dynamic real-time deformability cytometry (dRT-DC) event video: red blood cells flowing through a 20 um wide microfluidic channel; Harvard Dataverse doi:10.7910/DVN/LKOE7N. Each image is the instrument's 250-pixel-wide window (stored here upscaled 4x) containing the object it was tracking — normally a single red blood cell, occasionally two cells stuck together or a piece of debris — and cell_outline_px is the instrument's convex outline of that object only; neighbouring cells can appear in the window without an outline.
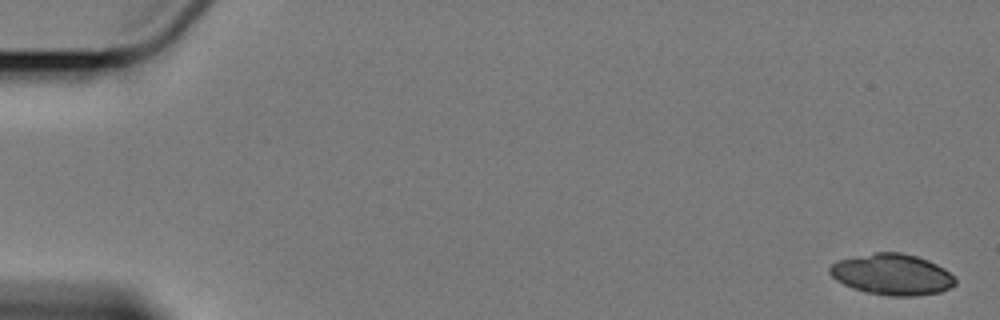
{"species": "Egyptian fruit bat (a non-hibernating species)", "species_latin": "Rousettus aegyptiacus", "temperature_condition": "cold", "stored_images_in_passage": 5, "camera_frame_rate_fps": 3000, "um_per_image_px": 0.085, "animal": {"sex": "female"}, "frame": {"image": 1, "passage_image": 1, "time_ms": 0.0, "image_size_px": [1000, 320], "cell_outline_px": [[956, 284], [940, 292], [916, 296], [888, 296], [868, 292], [852, 288], [836, 280], [828, 272], [828, 268], [832, 264], [840, 260], [876, 252], [900, 252], [916, 256], [928, 260], [944, 268], [956, 280]], "centroid_in_image_um": [75.83, 23.33], "position_along_channel_um": 9.2, "area_um2": 29.82}}
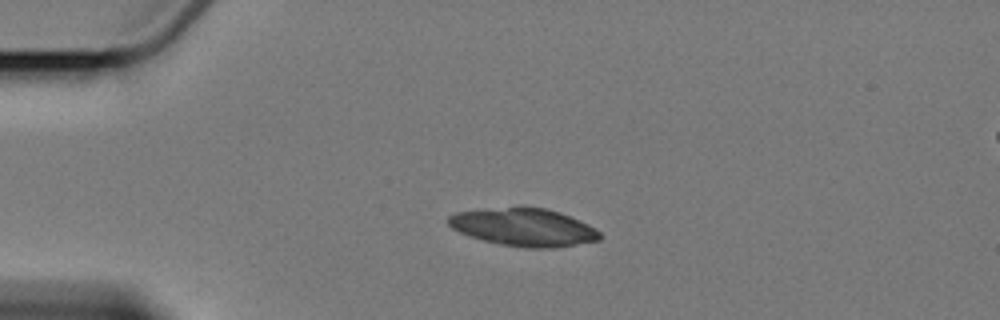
{"frame": {"image": 2, "passage_image": 4, "time_ms": 4.333, "image_size_px": [1000, 320], "cell_outline_px": [[600, 240], [556, 248], [524, 248], [500, 244], [484, 240], [460, 232], [452, 228], [448, 224], [448, 216], [456, 212], [520, 204], [524, 204], [544, 208], [560, 212], [588, 224], [596, 228], [600, 232]], "centroid_in_image_um": [44.52, 19.28], "position_along_channel_um": 40.5, "area_um2": 33.99}}